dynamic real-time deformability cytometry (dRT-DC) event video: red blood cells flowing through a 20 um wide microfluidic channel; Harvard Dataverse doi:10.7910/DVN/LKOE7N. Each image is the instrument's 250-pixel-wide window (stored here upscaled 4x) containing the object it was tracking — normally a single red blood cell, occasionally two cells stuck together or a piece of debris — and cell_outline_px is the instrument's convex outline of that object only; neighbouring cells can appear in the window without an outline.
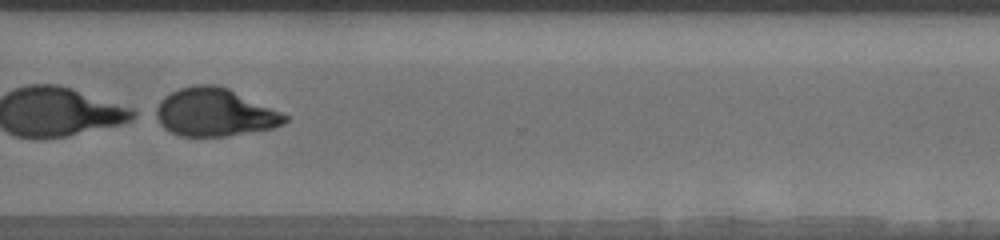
{"species": "human", "species_latin": "Homo sapiens", "temperature_condition": "warm", "stored_images_in_passage": 49, "segment_of_instrument_passage": [2, 2], "camera_frame_rate_fps": 3000, "um_per_image_px": 0.085, "donor": {"sex": "male"}, "frame": {"image": 1, "passage_image": 37, "time_ms": 12.0, "image_size_px": [1000, 240], "cell_outline_px": [[288, 120], [284, 124], [272, 128], [224, 136], [180, 136], [164, 128], [148, 112], [164, 96], [180, 88], [196, 84], [212, 84], [228, 88], [280, 112], [288, 116]], "centroid_in_image_um": [18.14, 9.55], "position_along_channel_um": 352.5, "area_um2": 36.18}}